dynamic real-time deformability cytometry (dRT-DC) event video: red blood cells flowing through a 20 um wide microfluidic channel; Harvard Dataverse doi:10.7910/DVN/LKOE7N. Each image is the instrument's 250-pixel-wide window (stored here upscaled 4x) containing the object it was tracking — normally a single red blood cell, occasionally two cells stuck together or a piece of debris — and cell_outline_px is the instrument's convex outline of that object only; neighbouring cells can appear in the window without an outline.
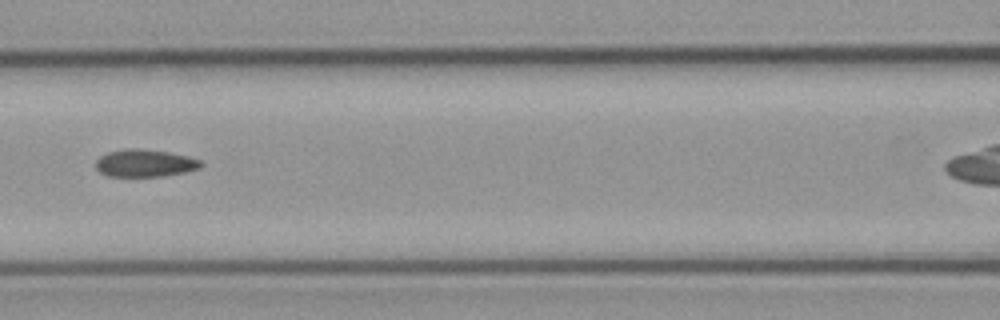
{"species": "common noctule bat (a hibernating species)", "species_latin": "Nyctalus noctula", "temperature_condition": "cold", "stored_images_in_passage": 9, "camera_frame_rate_fps": 3000, "um_per_image_px": 0.085, "animal": {"sex": "male", "body_mass_g": 23.1, "forearm_length_mm": 52.7}, "frame": {"image": 1, "passage_image": 6, "time_ms": 6.0, "image_size_px": [1000, 320], "cell_outline_px": [[204, 164], [200, 168], [184, 172], [164, 176], [108, 176], [100, 172], [96, 168], [96, 160], [100, 156], [108, 152], [128, 148], [140, 148], [168, 152], [188, 156], [200, 160]], "centroid_in_image_um": [12.32, 13.86], "position_along_channel_um": 154.3, "area_um2": 16.82}}
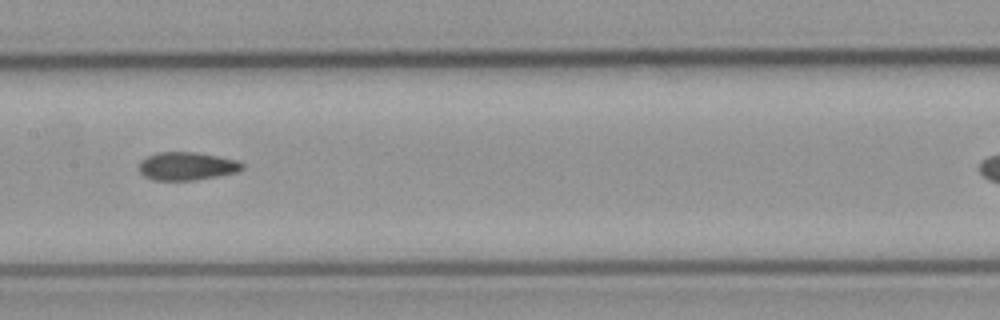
{"frame": {"image": 2, "passage_image": 7, "time_ms": 7.0, "image_size_px": [1000, 320], "cell_outline_px": [[244, 168], [236, 172], [196, 180], [152, 180], [144, 176], [140, 172], [140, 160], [156, 152], [196, 152], [236, 160], [244, 164]], "centroid_in_image_um": [15.86, 14.12], "position_along_channel_um": 191.5, "area_um2": 16.82}}
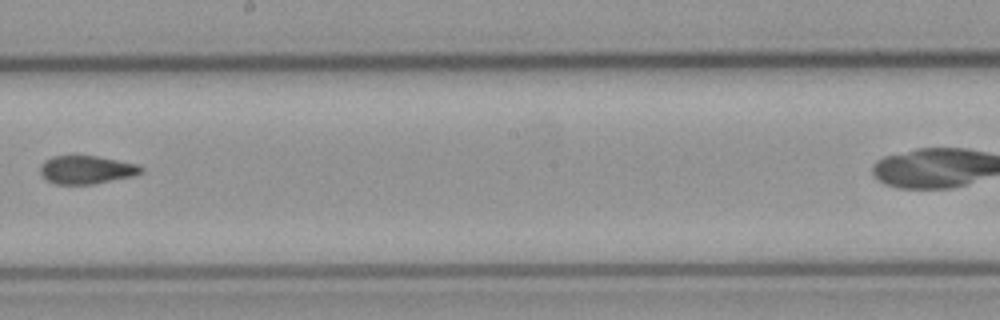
{"frame": {"image": 3, "passage_image": 8, "time_ms": 8.333, "image_size_px": [1000, 320], "cell_outline_px": [[144, 172], [132, 176], [92, 184], [56, 184], [48, 180], [40, 172], [40, 164], [44, 160], [52, 156], [96, 156], [140, 164], [144, 168]], "centroid_in_image_um": [7.38, 14.42], "position_along_channel_um": 240.8, "area_um2": 16.59}}